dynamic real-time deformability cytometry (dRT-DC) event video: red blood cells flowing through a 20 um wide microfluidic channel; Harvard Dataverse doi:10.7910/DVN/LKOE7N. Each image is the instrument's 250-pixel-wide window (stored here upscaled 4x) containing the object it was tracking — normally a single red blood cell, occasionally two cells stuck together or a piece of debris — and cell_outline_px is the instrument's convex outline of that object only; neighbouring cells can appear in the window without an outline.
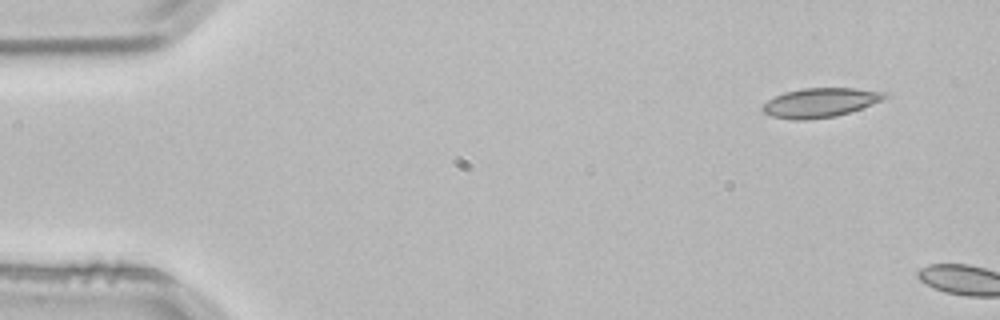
{"species": "common noctule bat (a hibernating species)", "species_latin": "Nyctalus noctula", "temperature_condition": "room temperature", "stored_images_in_passage": 2, "camera_frame_rate_fps": 3000, "um_per_image_px": 0.085, "animal": {"sex": "male", "body_mass_g": 21.5, "forearm_length_mm": 52.0}, "frame": {"image": 1, "passage_image": 1, "time_ms": 0.0, "image_size_px": [1000, 320], "cell_outline_px": [[888, 96], [872, 104], [836, 116], [804, 120], [792, 120], [772, 116], [764, 112], [760, 108], [768, 100], [784, 92], [804, 88], [856, 88], [888, 92]], "centroid_in_image_um": [69.7, 8.72], "position_along_channel_um": 15.3, "area_um2": 20.69}}